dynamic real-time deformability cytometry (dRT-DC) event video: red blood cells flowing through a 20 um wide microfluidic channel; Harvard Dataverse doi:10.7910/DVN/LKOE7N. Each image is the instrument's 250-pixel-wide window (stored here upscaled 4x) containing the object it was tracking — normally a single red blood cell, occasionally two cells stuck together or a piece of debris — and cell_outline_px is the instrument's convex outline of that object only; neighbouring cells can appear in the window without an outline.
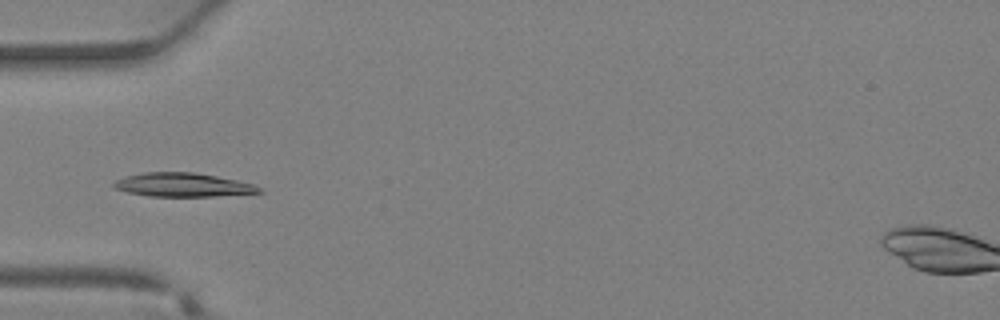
{"species": "Egyptian fruit bat (a non-hibernating species)", "species_latin": "Rousettus aegyptiacus", "temperature_condition": "warm", "stored_images_in_passage": 29, "camera_frame_rate_fps": 3000, "um_per_image_px": 0.085, "animal": {"sex": "female"}, "frame": {"image": 1, "passage_image": 4, "time_ms": 1.0, "image_size_px": [1000, 320], "cell_outline_px": [[264, 192], [216, 196], [148, 196], [128, 192], [112, 188], [112, 184], [116, 180], [124, 176], [144, 172], [196, 172], [256, 184]], "centroid_in_image_um": [15.52, 15.71], "position_along_channel_um": 69.5, "area_um2": 20.23}}
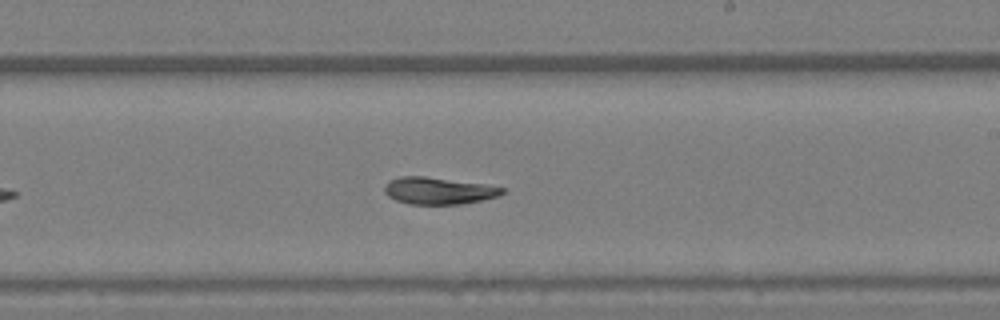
{"frame": {"image": 2, "passage_image": 14, "time_ms": 4.333, "image_size_px": [1000, 320], "cell_outline_px": [[504, 192], [500, 196], [460, 204], [408, 204], [396, 200], [388, 196], [384, 192], [384, 184], [388, 180], [400, 176], [424, 176], [484, 184], [504, 188]], "centroid_in_image_um": [37.22, 16.21], "position_along_channel_um": 251.8, "area_um2": 18.5}}
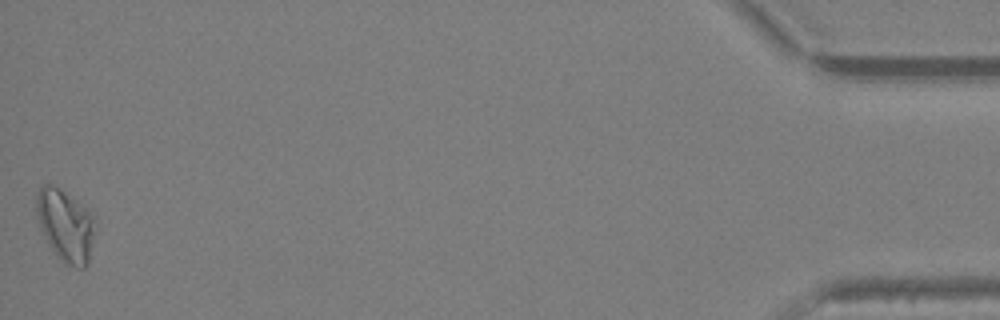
{"frame": {"image": 3, "passage_image": 29, "time_ms": 9.333, "image_size_px": [1000, 320], "cell_outline_px": [[92, 236], [88, 264], [84, 268], [76, 268], [64, 264], [48, 244], [40, 228], [36, 212], [36, 192], [44, 184], [48, 184], [60, 188], [84, 208], [92, 216]], "centroid_in_image_um": [5.5, 19.18], "position_along_channel_um": 429.7, "area_um2": 23.93}}